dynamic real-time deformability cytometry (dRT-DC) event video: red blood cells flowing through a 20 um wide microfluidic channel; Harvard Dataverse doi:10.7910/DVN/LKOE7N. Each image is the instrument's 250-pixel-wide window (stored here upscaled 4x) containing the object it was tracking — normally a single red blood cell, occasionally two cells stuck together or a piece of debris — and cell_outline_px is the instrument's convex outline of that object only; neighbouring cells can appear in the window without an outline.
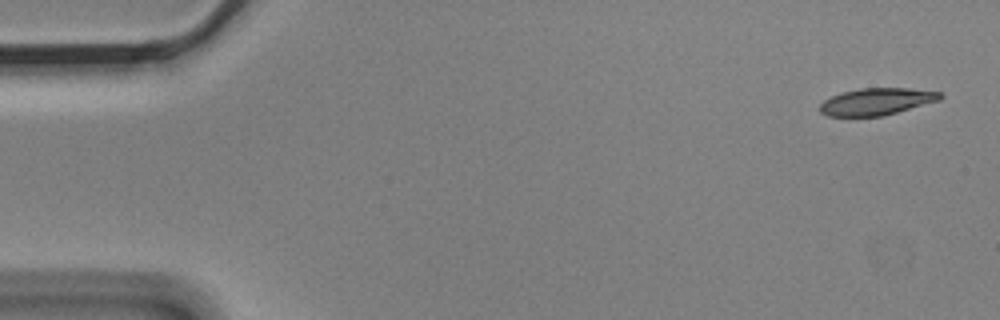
{"species": "Egyptian fruit bat (a non-hibernating species)", "species_latin": "Rousettus aegyptiacus", "temperature_condition": "cold", "stored_images_in_passage": 5, "camera_frame_rate_fps": 3000, "um_per_image_px": 0.085, "animal": {"sex": "male"}, "frame": {"image": 1, "passage_image": 1, "time_ms": 0.0, "image_size_px": [1000, 320], "cell_outline_px": [[944, 96], [940, 100], [884, 116], [828, 116], [820, 112], [820, 104], [824, 100], [840, 92], [860, 88], [908, 88], [940, 92]], "centroid_in_image_um": [74.51, 8.63], "position_along_channel_um": 10.5, "area_um2": 18.96}}